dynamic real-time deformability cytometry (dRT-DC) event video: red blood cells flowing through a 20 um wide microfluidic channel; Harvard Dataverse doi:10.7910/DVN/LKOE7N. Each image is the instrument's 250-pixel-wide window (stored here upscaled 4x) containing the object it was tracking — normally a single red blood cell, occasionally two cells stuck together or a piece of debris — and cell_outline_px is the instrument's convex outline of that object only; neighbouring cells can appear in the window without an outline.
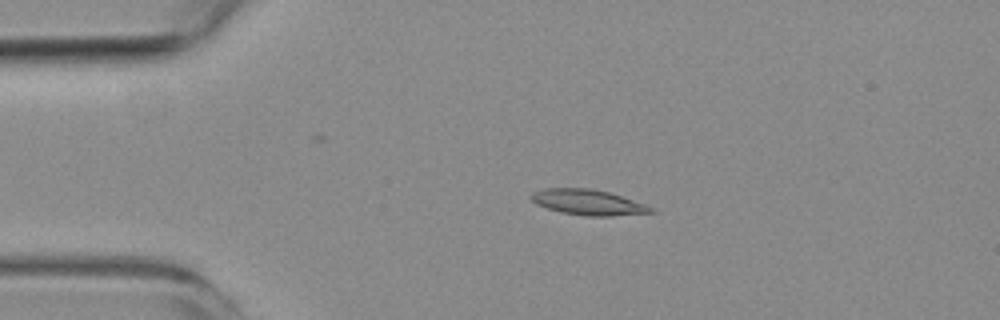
{"species": "common noctule bat (a hibernating species)", "species_latin": "Nyctalus noctula", "temperature_condition": "room temperature", "stored_images_in_passage": 4, "camera_frame_rate_fps": 3000, "um_per_image_px": 0.085, "animal": {"sex": "female", "body_mass_g": 19.3, "forearm_length_mm": 54.1}, "frame": {"image": 1, "passage_image": 3, "time_ms": 2.667, "image_size_px": [1000, 320], "cell_outline_px": [[656, 212], [612, 216], [584, 216], [560, 212], [536, 204], [528, 196], [532, 192], [544, 188], [588, 188], [608, 192], [644, 204], [652, 208]], "centroid_in_image_um": [49.93, 17.2], "position_along_channel_um": 35.1, "area_um2": 17.69}}